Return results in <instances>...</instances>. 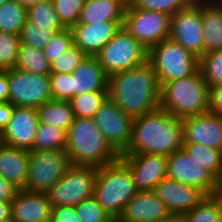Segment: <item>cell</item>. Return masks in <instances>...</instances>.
<instances>
[{
	"mask_svg": "<svg viewBox=\"0 0 222 222\" xmlns=\"http://www.w3.org/2000/svg\"><path fill=\"white\" fill-rule=\"evenodd\" d=\"M159 80L152 64H144L109 76L108 97L132 117L160 108Z\"/></svg>",
	"mask_w": 222,
	"mask_h": 222,
	"instance_id": "6da1fadb",
	"label": "cell"
},
{
	"mask_svg": "<svg viewBox=\"0 0 222 222\" xmlns=\"http://www.w3.org/2000/svg\"><path fill=\"white\" fill-rule=\"evenodd\" d=\"M183 146L182 119L158 109L134 118L131 139L121 154L169 156Z\"/></svg>",
	"mask_w": 222,
	"mask_h": 222,
	"instance_id": "7a4b0ae2",
	"label": "cell"
},
{
	"mask_svg": "<svg viewBox=\"0 0 222 222\" xmlns=\"http://www.w3.org/2000/svg\"><path fill=\"white\" fill-rule=\"evenodd\" d=\"M66 153L71 165L99 168L120 155L105 140L93 118L75 117L67 131Z\"/></svg>",
	"mask_w": 222,
	"mask_h": 222,
	"instance_id": "3957f363",
	"label": "cell"
},
{
	"mask_svg": "<svg viewBox=\"0 0 222 222\" xmlns=\"http://www.w3.org/2000/svg\"><path fill=\"white\" fill-rule=\"evenodd\" d=\"M160 86V109L171 115L183 119L210 111V88L200 69L189 77Z\"/></svg>",
	"mask_w": 222,
	"mask_h": 222,
	"instance_id": "277c9868",
	"label": "cell"
},
{
	"mask_svg": "<svg viewBox=\"0 0 222 222\" xmlns=\"http://www.w3.org/2000/svg\"><path fill=\"white\" fill-rule=\"evenodd\" d=\"M137 193L130 168L120 158L97 168L93 196L115 221Z\"/></svg>",
	"mask_w": 222,
	"mask_h": 222,
	"instance_id": "5b68a950",
	"label": "cell"
},
{
	"mask_svg": "<svg viewBox=\"0 0 222 222\" xmlns=\"http://www.w3.org/2000/svg\"><path fill=\"white\" fill-rule=\"evenodd\" d=\"M148 61L160 85L189 77L200 69L199 58L170 38L148 50Z\"/></svg>",
	"mask_w": 222,
	"mask_h": 222,
	"instance_id": "8992f818",
	"label": "cell"
},
{
	"mask_svg": "<svg viewBox=\"0 0 222 222\" xmlns=\"http://www.w3.org/2000/svg\"><path fill=\"white\" fill-rule=\"evenodd\" d=\"M108 76L130 70L148 60V50L123 27L96 55Z\"/></svg>",
	"mask_w": 222,
	"mask_h": 222,
	"instance_id": "52a82bcc",
	"label": "cell"
},
{
	"mask_svg": "<svg viewBox=\"0 0 222 222\" xmlns=\"http://www.w3.org/2000/svg\"><path fill=\"white\" fill-rule=\"evenodd\" d=\"M97 168L71 165L64 176L47 192L48 199L55 206H75L93 197Z\"/></svg>",
	"mask_w": 222,
	"mask_h": 222,
	"instance_id": "ba28073f",
	"label": "cell"
},
{
	"mask_svg": "<svg viewBox=\"0 0 222 222\" xmlns=\"http://www.w3.org/2000/svg\"><path fill=\"white\" fill-rule=\"evenodd\" d=\"M71 166L65 150L29 151L25 190L46 193Z\"/></svg>",
	"mask_w": 222,
	"mask_h": 222,
	"instance_id": "9c48e42d",
	"label": "cell"
},
{
	"mask_svg": "<svg viewBox=\"0 0 222 222\" xmlns=\"http://www.w3.org/2000/svg\"><path fill=\"white\" fill-rule=\"evenodd\" d=\"M170 20L166 13L136 8L128 1L122 27L149 50L169 39Z\"/></svg>",
	"mask_w": 222,
	"mask_h": 222,
	"instance_id": "30bf717a",
	"label": "cell"
},
{
	"mask_svg": "<svg viewBox=\"0 0 222 222\" xmlns=\"http://www.w3.org/2000/svg\"><path fill=\"white\" fill-rule=\"evenodd\" d=\"M9 102L13 106L37 109L53 99L47 75L32 74L13 68L8 70Z\"/></svg>",
	"mask_w": 222,
	"mask_h": 222,
	"instance_id": "8fae6325",
	"label": "cell"
},
{
	"mask_svg": "<svg viewBox=\"0 0 222 222\" xmlns=\"http://www.w3.org/2000/svg\"><path fill=\"white\" fill-rule=\"evenodd\" d=\"M167 177L197 187L206 196L217 192L218 179L183 148L167 157Z\"/></svg>",
	"mask_w": 222,
	"mask_h": 222,
	"instance_id": "7c38bea8",
	"label": "cell"
},
{
	"mask_svg": "<svg viewBox=\"0 0 222 222\" xmlns=\"http://www.w3.org/2000/svg\"><path fill=\"white\" fill-rule=\"evenodd\" d=\"M93 119L105 140L120 155L130 142L134 117L125 114L107 97Z\"/></svg>",
	"mask_w": 222,
	"mask_h": 222,
	"instance_id": "4fadbf2b",
	"label": "cell"
},
{
	"mask_svg": "<svg viewBox=\"0 0 222 222\" xmlns=\"http://www.w3.org/2000/svg\"><path fill=\"white\" fill-rule=\"evenodd\" d=\"M169 38L200 58L204 54L202 5H189L172 15Z\"/></svg>",
	"mask_w": 222,
	"mask_h": 222,
	"instance_id": "5bb4252c",
	"label": "cell"
},
{
	"mask_svg": "<svg viewBox=\"0 0 222 222\" xmlns=\"http://www.w3.org/2000/svg\"><path fill=\"white\" fill-rule=\"evenodd\" d=\"M119 158L130 168L138 192L154 191L167 177V156L140 153L120 154Z\"/></svg>",
	"mask_w": 222,
	"mask_h": 222,
	"instance_id": "9a60e30c",
	"label": "cell"
},
{
	"mask_svg": "<svg viewBox=\"0 0 222 222\" xmlns=\"http://www.w3.org/2000/svg\"><path fill=\"white\" fill-rule=\"evenodd\" d=\"M39 124L35 108L14 106L12 118L2 131V143L31 151Z\"/></svg>",
	"mask_w": 222,
	"mask_h": 222,
	"instance_id": "2e32d148",
	"label": "cell"
},
{
	"mask_svg": "<svg viewBox=\"0 0 222 222\" xmlns=\"http://www.w3.org/2000/svg\"><path fill=\"white\" fill-rule=\"evenodd\" d=\"M183 142H195L222 150V115L206 112L182 119Z\"/></svg>",
	"mask_w": 222,
	"mask_h": 222,
	"instance_id": "e0dca14e",
	"label": "cell"
},
{
	"mask_svg": "<svg viewBox=\"0 0 222 222\" xmlns=\"http://www.w3.org/2000/svg\"><path fill=\"white\" fill-rule=\"evenodd\" d=\"M154 192L171 214H185L191 211L206 196L197 187L179 183L168 177L156 185Z\"/></svg>",
	"mask_w": 222,
	"mask_h": 222,
	"instance_id": "ac0fdd59",
	"label": "cell"
},
{
	"mask_svg": "<svg viewBox=\"0 0 222 222\" xmlns=\"http://www.w3.org/2000/svg\"><path fill=\"white\" fill-rule=\"evenodd\" d=\"M123 21H102L93 24H76L70 28L73 44L87 56H96L121 29Z\"/></svg>",
	"mask_w": 222,
	"mask_h": 222,
	"instance_id": "d6986e66",
	"label": "cell"
},
{
	"mask_svg": "<svg viewBox=\"0 0 222 222\" xmlns=\"http://www.w3.org/2000/svg\"><path fill=\"white\" fill-rule=\"evenodd\" d=\"M52 205L46 193L18 190L11 202L13 222H47L51 220Z\"/></svg>",
	"mask_w": 222,
	"mask_h": 222,
	"instance_id": "ffe728a7",
	"label": "cell"
},
{
	"mask_svg": "<svg viewBox=\"0 0 222 222\" xmlns=\"http://www.w3.org/2000/svg\"><path fill=\"white\" fill-rule=\"evenodd\" d=\"M154 191L138 192L125 206L116 222H159L170 215Z\"/></svg>",
	"mask_w": 222,
	"mask_h": 222,
	"instance_id": "44dd1931",
	"label": "cell"
},
{
	"mask_svg": "<svg viewBox=\"0 0 222 222\" xmlns=\"http://www.w3.org/2000/svg\"><path fill=\"white\" fill-rule=\"evenodd\" d=\"M109 76L96 56L86 59L72 73V98L94 91H108Z\"/></svg>",
	"mask_w": 222,
	"mask_h": 222,
	"instance_id": "7402d4cb",
	"label": "cell"
},
{
	"mask_svg": "<svg viewBox=\"0 0 222 222\" xmlns=\"http://www.w3.org/2000/svg\"><path fill=\"white\" fill-rule=\"evenodd\" d=\"M29 151L0 144V174L19 190L28 180Z\"/></svg>",
	"mask_w": 222,
	"mask_h": 222,
	"instance_id": "603a6c76",
	"label": "cell"
},
{
	"mask_svg": "<svg viewBox=\"0 0 222 222\" xmlns=\"http://www.w3.org/2000/svg\"><path fill=\"white\" fill-rule=\"evenodd\" d=\"M128 0H86L77 24L124 21Z\"/></svg>",
	"mask_w": 222,
	"mask_h": 222,
	"instance_id": "cb8c5ba5",
	"label": "cell"
},
{
	"mask_svg": "<svg viewBox=\"0 0 222 222\" xmlns=\"http://www.w3.org/2000/svg\"><path fill=\"white\" fill-rule=\"evenodd\" d=\"M204 54L222 50V3L202 5Z\"/></svg>",
	"mask_w": 222,
	"mask_h": 222,
	"instance_id": "d4e9b609",
	"label": "cell"
},
{
	"mask_svg": "<svg viewBox=\"0 0 222 222\" xmlns=\"http://www.w3.org/2000/svg\"><path fill=\"white\" fill-rule=\"evenodd\" d=\"M36 110L40 123L53 125L66 131H68L75 119L74 111L68 100L52 99Z\"/></svg>",
	"mask_w": 222,
	"mask_h": 222,
	"instance_id": "484cf974",
	"label": "cell"
},
{
	"mask_svg": "<svg viewBox=\"0 0 222 222\" xmlns=\"http://www.w3.org/2000/svg\"><path fill=\"white\" fill-rule=\"evenodd\" d=\"M15 68L28 71L32 74H51V63L45 57L42 49L20 44Z\"/></svg>",
	"mask_w": 222,
	"mask_h": 222,
	"instance_id": "4316f807",
	"label": "cell"
},
{
	"mask_svg": "<svg viewBox=\"0 0 222 222\" xmlns=\"http://www.w3.org/2000/svg\"><path fill=\"white\" fill-rule=\"evenodd\" d=\"M182 148L206 167L217 179L222 175V150L195 142H183Z\"/></svg>",
	"mask_w": 222,
	"mask_h": 222,
	"instance_id": "83f0119b",
	"label": "cell"
},
{
	"mask_svg": "<svg viewBox=\"0 0 222 222\" xmlns=\"http://www.w3.org/2000/svg\"><path fill=\"white\" fill-rule=\"evenodd\" d=\"M66 144V130L39 122L32 150H66Z\"/></svg>",
	"mask_w": 222,
	"mask_h": 222,
	"instance_id": "f1b7e54d",
	"label": "cell"
},
{
	"mask_svg": "<svg viewBox=\"0 0 222 222\" xmlns=\"http://www.w3.org/2000/svg\"><path fill=\"white\" fill-rule=\"evenodd\" d=\"M27 19V8L15 0L0 6V31L19 35Z\"/></svg>",
	"mask_w": 222,
	"mask_h": 222,
	"instance_id": "f546056e",
	"label": "cell"
},
{
	"mask_svg": "<svg viewBox=\"0 0 222 222\" xmlns=\"http://www.w3.org/2000/svg\"><path fill=\"white\" fill-rule=\"evenodd\" d=\"M183 216L185 222H222V202L216 194L205 196L196 207Z\"/></svg>",
	"mask_w": 222,
	"mask_h": 222,
	"instance_id": "4dcf8cb0",
	"label": "cell"
},
{
	"mask_svg": "<svg viewBox=\"0 0 222 222\" xmlns=\"http://www.w3.org/2000/svg\"><path fill=\"white\" fill-rule=\"evenodd\" d=\"M27 19L36 23L37 26L48 27V30H54L56 33L66 29L51 1L29 6Z\"/></svg>",
	"mask_w": 222,
	"mask_h": 222,
	"instance_id": "1f68e13d",
	"label": "cell"
},
{
	"mask_svg": "<svg viewBox=\"0 0 222 222\" xmlns=\"http://www.w3.org/2000/svg\"><path fill=\"white\" fill-rule=\"evenodd\" d=\"M107 97L108 91H94L74 96L69 102L75 117L93 118Z\"/></svg>",
	"mask_w": 222,
	"mask_h": 222,
	"instance_id": "d6a6232c",
	"label": "cell"
},
{
	"mask_svg": "<svg viewBox=\"0 0 222 222\" xmlns=\"http://www.w3.org/2000/svg\"><path fill=\"white\" fill-rule=\"evenodd\" d=\"M200 71L210 87L222 84V50L211 51L199 58Z\"/></svg>",
	"mask_w": 222,
	"mask_h": 222,
	"instance_id": "836d02e7",
	"label": "cell"
},
{
	"mask_svg": "<svg viewBox=\"0 0 222 222\" xmlns=\"http://www.w3.org/2000/svg\"><path fill=\"white\" fill-rule=\"evenodd\" d=\"M55 34L54 30H48V27L37 26L36 23L26 19L19 37L21 44L43 49Z\"/></svg>",
	"mask_w": 222,
	"mask_h": 222,
	"instance_id": "e575fe53",
	"label": "cell"
},
{
	"mask_svg": "<svg viewBox=\"0 0 222 222\" xmlns=\"http://www.w3.org/2000/svg\"><path fill=\"white\" fill-rule=\"evenodd\" d=\"M20 44L19 35L0 31V71L15 67Z\"/></svg>",
	"mask_w": 222,
	"mask_h": 222,
	"instance_id": "d590c367",
	"label": "cell"
},
{
	"mask_svg": "<svg viewBox=\"0 0 222 222\" xmlns=\"http://www.w3.org/2000/svg\"><path fill=\"white\" fill-rule=\"evenodd\" d=\"M74 207L82 222H116L94 196Z\"/></svg>",
	"mask_w": 222,
	"mask_h": 222,
	"instance_id": "8d00e7d4",
	"label": "cell"
},
{
	"mask_svg": "<svg viewBox=\"0 0 222 222\" xmlns=\"http://www.w3.org/2000/svg\"><path fill=\"white\" fill-rule=\"evenodd\" d=\"M51 2L62 24L66 28H71L78 23L83 4L86 0H51Z\"/></svg>",
	"mask_w": 222,
	"mask_h": 222,
	"instance_id": "74e56055",
	"label": "cell"
},
{
	"mask_svg": "<svg viewBox=\"0 0 222 222\" xmlns=\"http://www.w3.org/2000/svg\"><path fill=\"white\" fill-rule=\"evenodd\" d=\"M87 55L74 44L51 64V73H73Z\"/></svg>",
	"mask_w": 222,
	"mask_h": 222,
	"instance_id": "f35d334b",
	"label": "cell"
},
{
	"mask_svg": "<svg viewBox=\"0 0 222 222\" xmlns=\"http://www.w3.org/2000/svg\"><path fill=\"white\" fill-rule=\"evenodd\" d=\"M134 7L143 10L163 12L170 16L187 8L188 0H128Z\"/></svg>",
	"mask_w": 222,
	"mask_h": 222,
	"instance_id": "ab89813d",
	"label": "cell"
},
{
	"mask_svg": "<svg viewBox=\"0 0 222 222\" xmlns=\"http://www.w3.org/2000/svg\"><path fill=\"white\" fill-rule=\"evenodd\" d=\"M73 45V34L70 28L57 32L48 44L42 49L45 57L52 64L60 55H63Z\"/></svg>",
	"mask_w": 222,
	"mask_h": 222,
	"instance_id": "60d3db41",
	"label": "cell"
},
{
	"mask_svg": "<svg viewBox=\"0 0 222 222\" xmlns=\"http://www.w3.org/2000/svg\"><path fill=\"white\" fill-rule=\"evenodd\" d=\"M49 79L53 99H72V73H51Z\"/></svg>",
	"mask_w": 222,
	"mask_h": 222,
	"instance_id": "b9f144b4",
	"label": "cell"
},
{
	"mask_svg": "<svg viewBox=\"0 0 222 222\" xmlns=\"http://www.w3.org/2000/svg\"><path fill=\"white\" fill-rule=\"evenodd\" d=\"M52 222H82L74 206L52 207Z\"/></svg>",
	"mask_w": 222,
	"mask_h": 222,
	"instance_id": "7bdbcfd3",
	"label": "cell"
},
{
	"mask_svg": "<svg viewBox=\"0 0 222 222\" xmlns=\"http://www.w3.org/2000/svg\"><path fill=\"white\" fill-rule=\"evenodd\" d=\"M209 110L222 115V84L210 87Z\"/></svg>",
	"mask_w": 222,
	"mask_h": 222,
	"instance_id": "ee69618b",
	"label": "cell"
},
{
	"mask_svg": "<svg viewBox=\"0 0 222 222\" xmlns=\"http://www.w3.org/2000/svg\"><path fill=\"white\" fill-rule=\"evenodd\" d=\"M18 190L16 186L0 174V201L12 202Z\"/></svg>",
	"mask_w": 222,
	"mask_h": 222,
	"instance_id": "f6af8a7d",
	"label": "cell"
},
{
	"mask_svg": "<svg viewBox=\"0 0 222 222\" xmlns=\"http://www.w3.org/2000/svg\"><path fill=\"white\" fill-rule=\"evenodd\" d=\"M14 106L10 102H0V131L7 126L12 118Z\"/></svg>",
	"mask_w": 222,
	"mask_h": 222,
	"instance_id": "bcb514c9",
	"label": "cell"
},
{
	"mask_svg": "<svg viewBox=\"0 0 222 222\" xmlns=\"http://www.w3.org/2000/svg\"><path fill=\"white\" fill-rule=\"evenodd\" d=\"M0 102H9L8 70L0 71Z\"/></svg>",
	"mask_w": 222,
	"mask_h": 222,
	"instance_id": "7dc6e473",
	"label": "cell"
},
{
	"mask_svg": "<svg viewBox=\"0 0 222 222\" xmlns=\"http://www.w3.org/2000/svg\"><path fill=\"white\" fill-rule=\"evenodd\" d=\"M11 219V202L0 201V222Z\"/></svg>",
	"mask_w": 222,
	"mask_h": 222,
	"instance_id": "c3c4849f",
	"label": "cell"
},
{
	"mask_svg": "<svg viewBox=\"0 0 222 222\" xmlns=\"http://www.w3.org/2000/svg\"><path fill=\"white\" fill-rule=\"evenodd\" d=\"M159 222H185L183 214H170L167 218Z\"/></svg>",
	"mask_w": 222,
	"mask_h": 222,
	"instance_id": "681fc988",
	"label": "cell"
},
{
	"mask_svg": "<svg viewBox=\"0 0 222 222\" xmlns=\"http://www.w3.org/2000/svg\"><path fill=\"white\" fill-rule=\"evenodd\" d=\"M15 1H17L18 3H20L24 7L28 8L29 6L44 3L47 1H51V0H15Z\"/></svg>",
	"mask_w": 222,
	"mask_h": 222,
	"instance_id": "f907efd6",
	"label": "cell"
},
{
	"mask_svg": "<svg viewBox=\"0 0 222 222\" xmlns=\"http://www.w3.org/2000/svg\"><path fill=\"white\" fill-rule=\"evenodd\" d=\"M220 0H188L190 5H207V4H216L219 3Z\"/></svg>",
	"mask_w": 222,
	"mask_h": 222,
	"instance_id": "816d5d0a",
	"label": "cell"
},
{
	"mask_svg": "<svg viewBox=\"0 0 222 222\" xmlns=\"http://www.w3.org/2000/svg\"><path fill=\"white\" fill-rule=\"evenodd\" d=\"M216 195L222 202V189H217Z\"/></svg>",
	"mask_w": 222,
	"mask_h": 222,
	"instance_id": "f5cc1de1",
	"label": "cell"
},
{
	"mask_svg": "<svg viewBox=\"0 0 222 222\" xmlns=\"http://www.w3.org/2000/svg\"><path fill=\"white\" fill-rule=\"evenodd\" d=\"M217 189H222V175L221 177L218 179V188Z\"/></svg>",
	"mask_w": 222,
	"mask_h": 222,
	"instance_id": "db71d44e",
	"label": "cell"
},
{
	"mask_svg": "<svg viewBox=\"0 0 222 222\" xmlns=\"http://www.w3.org/2000/svg\"><path fill=\"white\" fill-rule=\"evenodd\" d=\"M8 0H0V6Z\"/></svg>",
	"mask_w": 222,
	"mask_h": 222,
	"instance_id": "11a10c76",
	"label": "cell"
},
{
	"mask_svg": "<svg viewBox=\"0 0 222 222\" xmlns=\"http://www.w3.org/2000/svg\"><path fill=\"white\" fill-rule=\"evenodd\" d=\"M0 144H2V132L0 131Z\"/></svg>",
	"mask_w": 222,
	"mask_h": 222,
	"instance_id": "9f6ffc18",
	"label": "cell"
},
{
	"mask_svg": "<svg viewBox=\"0 0 222 222\" xmlns=\"http://www.w3.org/2000/svg\"><path fill=\"white\" fill-rule=\"evenodd\" d=\"M2 222H13V221H12V219H8V220L2 221Z\"/></svg>",
	"mask_w": 222,
	"mask_h": 222,
	"instance_id": "6f0895ef",
	"label": "cell"
}]
</instances>
